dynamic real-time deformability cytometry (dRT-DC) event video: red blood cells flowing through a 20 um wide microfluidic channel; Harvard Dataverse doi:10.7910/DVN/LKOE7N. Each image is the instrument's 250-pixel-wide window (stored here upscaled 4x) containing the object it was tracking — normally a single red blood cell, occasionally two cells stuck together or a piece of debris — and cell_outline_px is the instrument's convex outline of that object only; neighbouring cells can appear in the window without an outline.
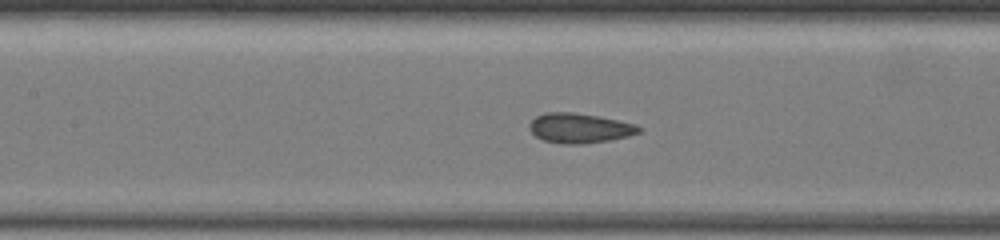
{"species": "common noctule bat (a hibernating species)", "species_latin": "Nyctalus noctula", "temperature_condition": "warm", "stored_images_in_passage": 54, "camera_frame_rate_fps": 3000, "um_per_image_px": 0.085, "animal": {"sex": "female", "body_mass_g": 19.5, "forearm_length_mm": 54.1}, "frame": {"image": 1, "passage_image": 8, "time_ms": 1.333, "image_size_px": [1000, 240], "cell_outline_px": [[644, 128], [640, 132], [628, 136], [612, 140], [584, 144], [560, 144], [544, 140], [536, 136], [528, 128], [528, 124], [536, 116], [544, 112], [572, 112], [596, 116], [636, 124]], "centroid_in_image_um": [49.26, 10.9], "position_along_channel_um": 158.1, "area_um2": 19.13}}
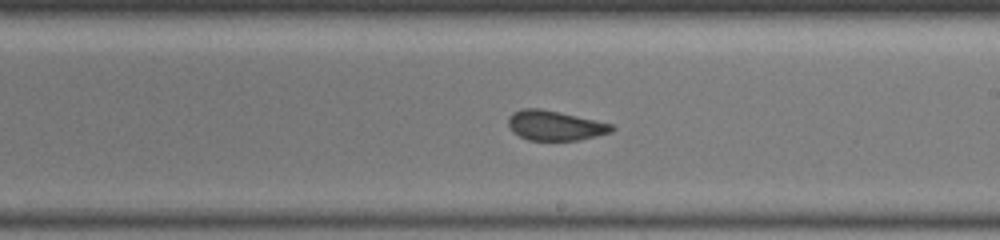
{"frame": {"image": 2, "passage_image": 20, "time_ms": 3.333, "image_size_px": [1000, 240], "cell_outline_px": [[616, 128], [612, 132], [580, 140], [528, 140], [512, 132], [508, 128], [508, 116], [512, 112], [524, 108], [540, 108], [612, 124]], "centroid_in_image_um": [47.14, 10.67], "position_along_channel_um": 241.9, "area_um2": 17.98}}
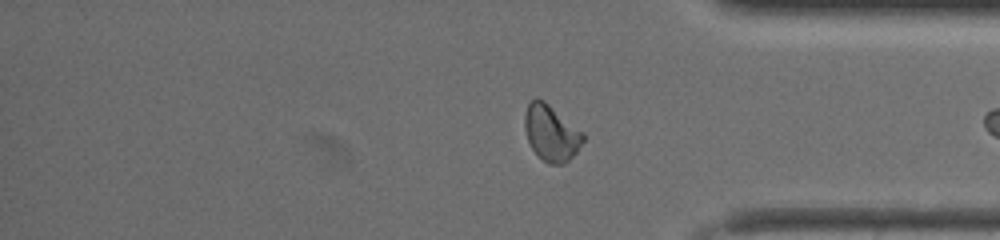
{"frame": {"image": 3, "passage_image": 39, "time_ms": 7.0, "image_size_px": [1000, 240], "cell_outline_px": [[584, 140], [576, 152], [564, 164], [548, 164], [532, 148], [528, 140], [524, 128], [524, 112], [528, 104], [532, 100], [544, 100], [584, 132]], "centroid_in_image_um": [46.86, 11.3], "position_along_channel_um": 388.3, "area_um2": 18.9}}